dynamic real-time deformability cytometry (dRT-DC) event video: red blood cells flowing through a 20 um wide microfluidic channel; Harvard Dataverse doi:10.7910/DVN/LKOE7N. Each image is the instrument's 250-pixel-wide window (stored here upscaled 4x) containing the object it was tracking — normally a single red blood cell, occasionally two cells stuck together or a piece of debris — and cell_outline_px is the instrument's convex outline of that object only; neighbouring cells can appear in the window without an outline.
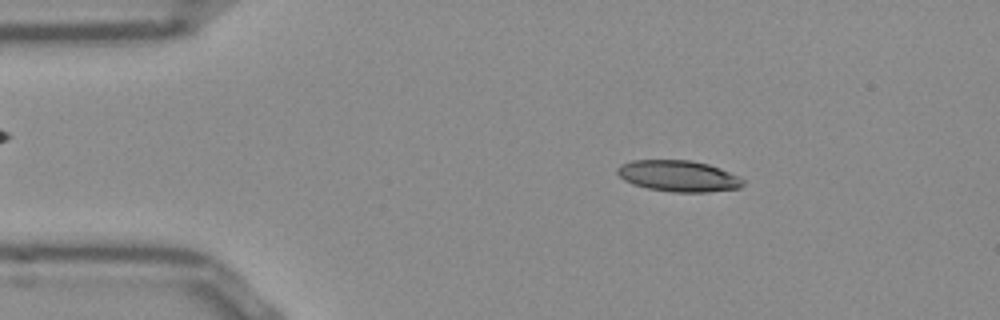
{"species": "Egyptian fruit bat (a non-hibernating species)", "species_latin": "Rousettus aegyptiacus", "temperature_condition": "room temperature", "stored_images_in_passage": 49, "camera_frame_rate_fps": 3000, "um_per_image_px": 0.085, "frame": {"image": 1, "passage_image": 6, "time_ms": 1.667, "image_size_px": [1000, 320], "cell_outline_px": [[744, 184], [740, 188], [708, 192], [676, 192], [648, 188], [632, 184], [624, 180], [616, 172], [616, 168], [620, 164], [632, 160], [692, 160], [708, 164], [720, 168], [740, 176], [744, 180]], "centroid_in_image_um": [57.68, 14.95], "position_along_channel_um": 27.3, "area_um2": 23.0}}
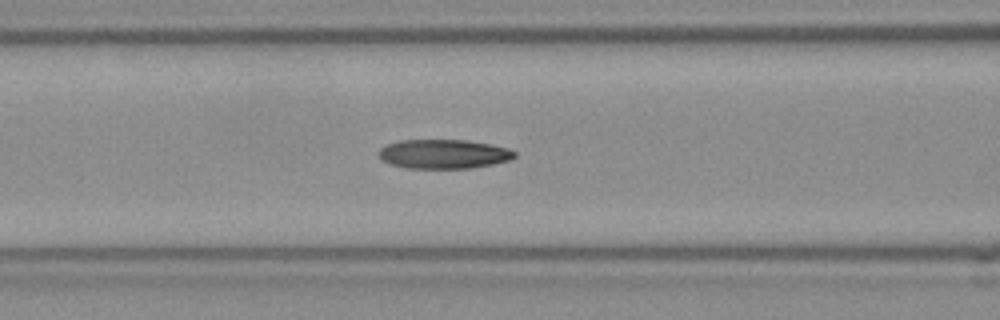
{"frame": {"image": 2, "passage_image": 18, "time_ms": 5.667, "image_size_px": [1000, 320], "cell_outline_px": [[516, 156], [508, 160], [492, 164], [468, 168], [404, 168], [392, 164], [384, 160], [376, 152], [380, 148], [388, 144], [400, 140], [464, 140], [488, 144], [508, 148], [516, 152]], "centroid_in_image_um": [37.69, 13.09], "position_along_channel_um": 128.9, "area_um2": 22.89}}
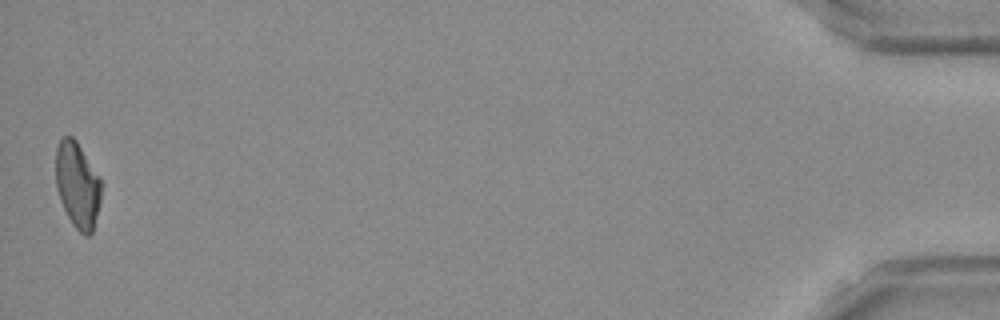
{"frame": {"image": 3, "passage_image": 49, "time_ms": 16.0, "image_size_px": [1000, 320], "cell_outline_px": [[100, 200], [92, 232], [88, 236], [84, 236], [72, 224], [60, 200], [56, 188], [56, 148], [60, 140], [64, 136], [72, 136], [76, 140], [100, 176]], "centroid_in_image_um": [6.57, 15.71], "position_along_channel_um": 428.6, "area_um2": 22.6}, "authors_computed_cell_mechanics": {"area_um2": 23.12, "velocity_mm_per_s": 3.864, "shape_relaxation_time_tau1_ms": 6.5056, "shape_relaxation_time_tau2_ms": 3.8183, "deformation_change_tau1": 0.1879, "deformation_change_tau2": 0.1054}}